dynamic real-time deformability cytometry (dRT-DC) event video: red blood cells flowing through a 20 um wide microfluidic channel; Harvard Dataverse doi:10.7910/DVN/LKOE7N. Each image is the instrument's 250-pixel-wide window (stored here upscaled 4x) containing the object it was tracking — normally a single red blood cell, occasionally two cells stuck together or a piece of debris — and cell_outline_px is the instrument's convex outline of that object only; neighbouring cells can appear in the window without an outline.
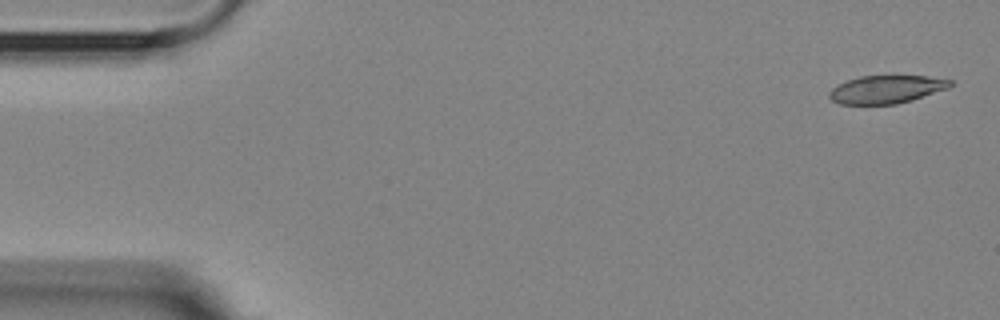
{"species": "Egyptian fruit bat (a non-hibernating species)", "species_latin": "Rousettus aegyptiacus", "temperature_condition": "room temperature", "stored_images_in_passage": 5, "camera_frame_rate_fps": 3000, "um_per_image_px": 0.085, "animal": {"sex": "female"}, "frame": {"image": 1, "passage_image": 1, "time_ms": 0.0, "image_size_px": [1000, 320], "cell_outline_px": [[952, 84], [948, 88], [912, 100], [896, 104], [840, 104], [832, 100], [828, 96], [828, 92], [836, 84], [860, 76], [896, 72], [928, 76], [952, 80]], "centroid_in_image_um": [75.35, 7.53], "position_along_channel_um": 9.7, "area_um2": 20.69}}